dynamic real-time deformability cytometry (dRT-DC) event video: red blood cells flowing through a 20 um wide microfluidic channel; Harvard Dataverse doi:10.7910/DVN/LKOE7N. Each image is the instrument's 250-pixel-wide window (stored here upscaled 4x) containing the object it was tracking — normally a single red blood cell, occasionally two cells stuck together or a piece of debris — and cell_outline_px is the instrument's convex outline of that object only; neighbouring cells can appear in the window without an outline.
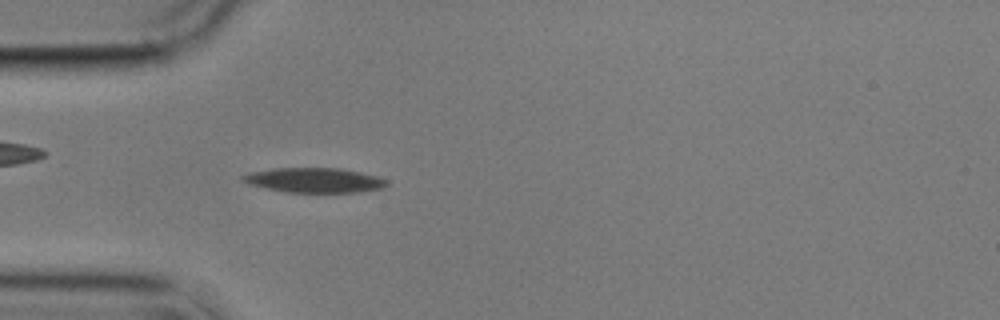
{"species": "common noctule bat (a hibernating species)", "species_latin": "Nyctalus noctula", "temperature_condition": "cold", "stored_images_in_passage": 25, "camera_frame_rate_fps": 3000, "um_per_image_px": 0.085, "animal": {"sex": "male", "body_mass_g": 17.9}, "frame": {"image": 1, "passage_image": 8, "time_ms": 2.333, "image_size_px": [1000, 320], "cell_outline_px": [[388, 184], [380, 188], [360, 192], [284, 192], [264, 188], [248, 184], [240, 180], [240, 176], [248, 172], [272, 168], [340, 168], [360, 172], [376, 176], [388, 180]], "centroid_in_image_um": [26.64, 15.31], "position_along_channel_um": 58.4, "area_um2": 20.92}}
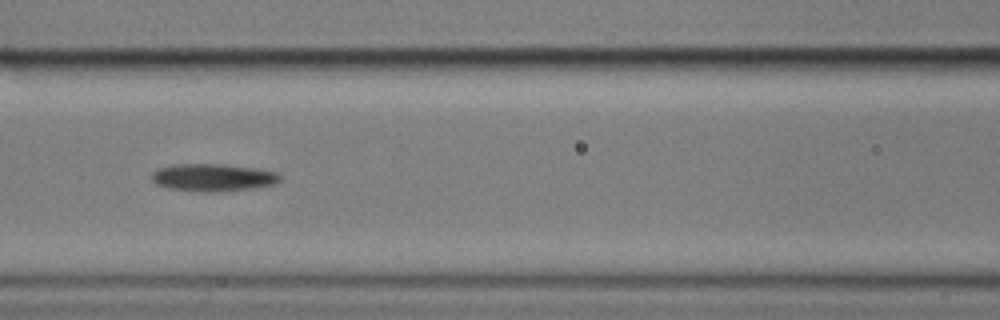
{"frame": {"image": 2, "passage_image": 16, "time_ms": 5.0, "image_size_px": [1000, 320], "cell_outline_px": [[280, 180], [276, 184], [248, 188], [216, 192], [204, 192], [168, 188], [156, 184], [152, 180], [152, 172], [160, 168], [176, 164], [224, 164], [256, 168], [276, 172], [280, 176]], "centroid_in_image_um": [18.1, 15.08], "position_along_channel_um": 148.5, "area_um2": 20.4}}
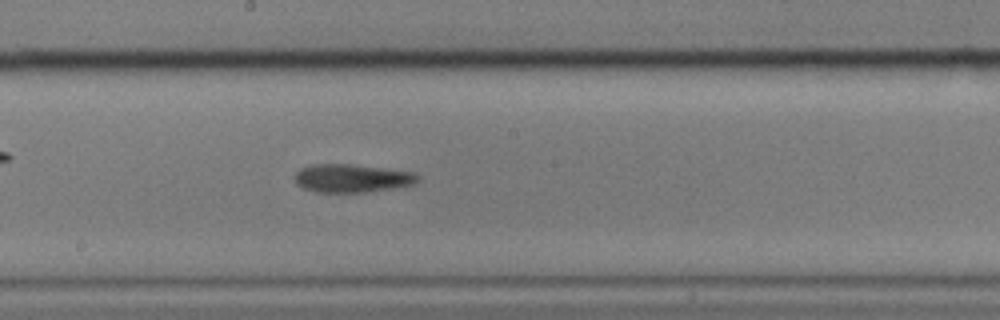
{"frame": {"image": 3, "passage_image": 22, "time_ms": 7.0, "image_size_px": [1000, 320], "cell_outline_px": [[420, 180], [416, 184], [392, 188], [364, 192], [316, 192], [304, 188], [296, 184], [296, 172], [300, 168], [308, 164], [352, 164], [416, 172], [420, 176]], "centroid_in_image_um": [29.95, 15.14], "position_along_channel_um": 218.3, "area_um2": 20.4}}